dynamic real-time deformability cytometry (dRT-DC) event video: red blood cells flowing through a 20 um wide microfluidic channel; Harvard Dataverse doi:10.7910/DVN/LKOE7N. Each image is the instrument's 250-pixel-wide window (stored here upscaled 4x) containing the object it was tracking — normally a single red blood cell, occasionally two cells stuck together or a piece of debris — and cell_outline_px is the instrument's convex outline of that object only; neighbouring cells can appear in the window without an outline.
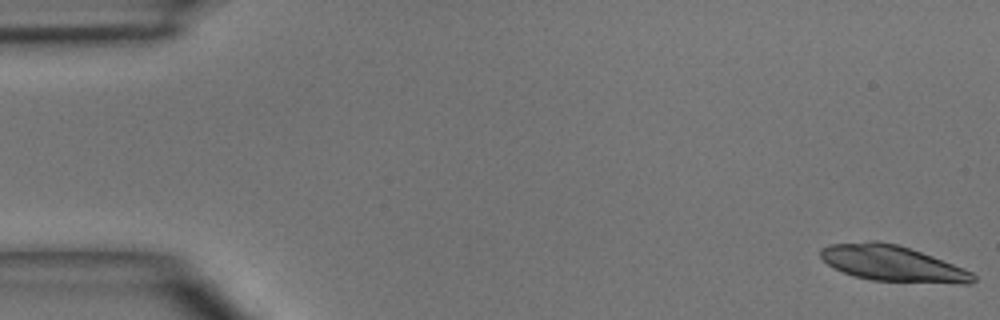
{"species": "common noctule bat (a hibernating species)", "species_latin": "Nyctalus noctula", "temperature_condition": "room temperature", "stored_images_in_passage": 6, "camera_frame_rate_fps": 3000, "um_per_image_px": 0.085, "animal": {"sex": "male", "body_mass_g": 15.6}, "frame": {"image": 1, "passage_image": 1, "time_ms": 0.0, "image_size_px": [1000, 320], "cell_outline_px": [[976, 280], [972, 284], [960, 284], [872, 280], [852, 276], [828, 264], [820, 256], [820, 248], [828, 244], [868, 240], [876, 240], [896, 244], [932, 256], [964, 268], [972, 272], [976, 276]], "centroid_in_image_um": [75.86, 22.39], "position_along_channel_um": 9.1, "area_um2": 31.96}}